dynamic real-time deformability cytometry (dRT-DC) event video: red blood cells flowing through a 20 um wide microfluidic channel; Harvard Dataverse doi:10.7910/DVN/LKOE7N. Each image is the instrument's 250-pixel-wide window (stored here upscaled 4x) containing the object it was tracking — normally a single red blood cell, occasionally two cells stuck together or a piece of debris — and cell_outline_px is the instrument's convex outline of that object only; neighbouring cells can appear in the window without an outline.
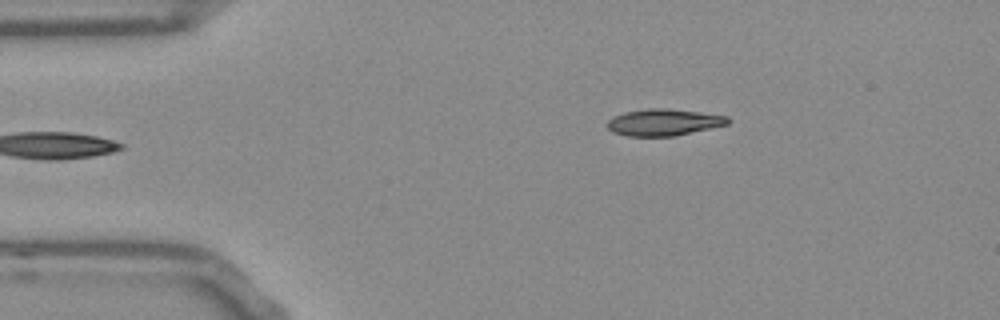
{"species": "Egyptian fruit bat (a non-hibernating species)", "species_latin": "Rousettus aegyptiacus", "temperature_condition": "room temperature", "stored_images_in_passage": 37, "camera_frame_rate_fps": 3000, "um_per_image_px": 0.085, "frame": {"image": 1, "passage_image": 1, "time_ms": 0.0, "image_size_px": [1000, 320], "cell_outline_px": [[728, 124], [672, 136], [628, 136], [612, 132], [608, 128], [608, 120], [612, 116], [624, 112], [648, 108], [664, 108], [700, 112], [728, 116]], "centroid_in_image_um": [56.36, 10.39], "position_along_channel_um": 28.6, "area_um2": 18.55}}
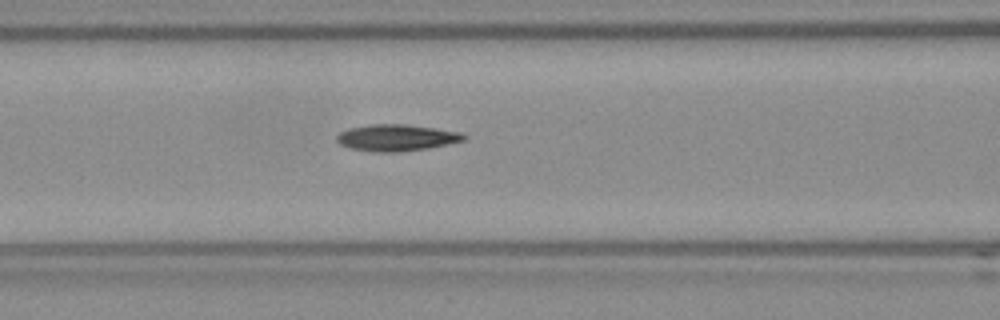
{"frame": {"image": 2, "passage_image": 13, "time_ms": 4.0, "image_size_px": [1000, 320], "cell_outline_px": [[468, 136], [464, 140], [448, 144], [428, 148], [400, 152], [376, 152], [352, 148], [340, 144], [336, 140], [336, 136], [340, 132], [348, 128], [372, 124], [404, 124], [436, 128], [460, 132]], "centroid_in_image_um": [33.71, 11.7], "position_along_channel_um": 132.9, "area_um2": 19.65}}
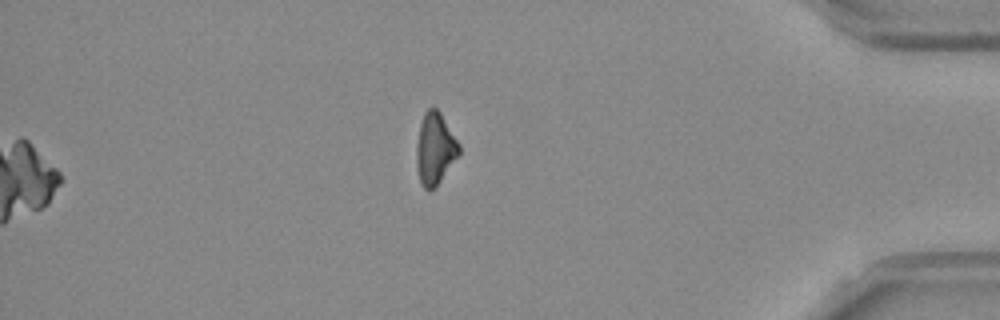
{"frame": {"image": 3, "passage_image": 37, "time_ms": 12.0, "image_size_px": [1000, 320], "cell_outline_px": [[460, 152], [440, 180], [432, 188], [424, 188], [420, 180], [416, 164], [416, 144], [420, 124], [424, 112], [428, 108], [436, 108], [440, 112], [460, 144]], "centroid_in_image_um": [36.96, 12.58], "position_along_channel_um": 398.2, "area_um2": 17.4}}